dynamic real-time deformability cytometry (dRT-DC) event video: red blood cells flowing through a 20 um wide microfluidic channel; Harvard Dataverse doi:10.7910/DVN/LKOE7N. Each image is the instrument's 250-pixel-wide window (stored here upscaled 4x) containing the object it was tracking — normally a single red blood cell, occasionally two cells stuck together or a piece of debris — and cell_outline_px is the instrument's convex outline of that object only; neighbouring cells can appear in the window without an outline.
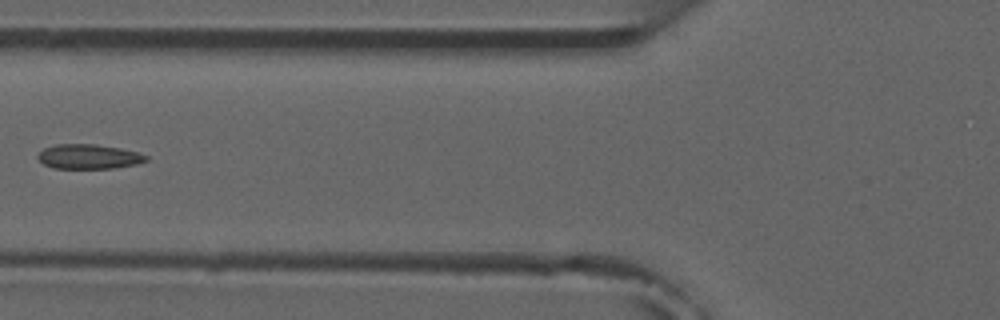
{"species": "common noctule bat (a hibernating species)", "species_latin": "Nyctalus noctula", "temperature_condition": "room temperature", "stored_images_in_passage": 7, "camera_frame_rate_fps": 3000, "um_per_image_px": 0.085, "animal": {"sex": "male", "forearm_length_mm": 52.5}, "frame": {"image": 1, "passage_image": 7, "time_ms": 6.667, "image_size_px": [1000, 320], "cell_outline_px": [[148, 160], [136, 164], [112, 168], [52, 168], [44, 164], [36, 156], [44, 148], [56, 144], [96, 144], [120, 148], [136, 152], [148, 156]], "centroid_in_image_um": [7.53, 13.3], "position_along_channel_um": 118.3, "area_um2": 15.43}}